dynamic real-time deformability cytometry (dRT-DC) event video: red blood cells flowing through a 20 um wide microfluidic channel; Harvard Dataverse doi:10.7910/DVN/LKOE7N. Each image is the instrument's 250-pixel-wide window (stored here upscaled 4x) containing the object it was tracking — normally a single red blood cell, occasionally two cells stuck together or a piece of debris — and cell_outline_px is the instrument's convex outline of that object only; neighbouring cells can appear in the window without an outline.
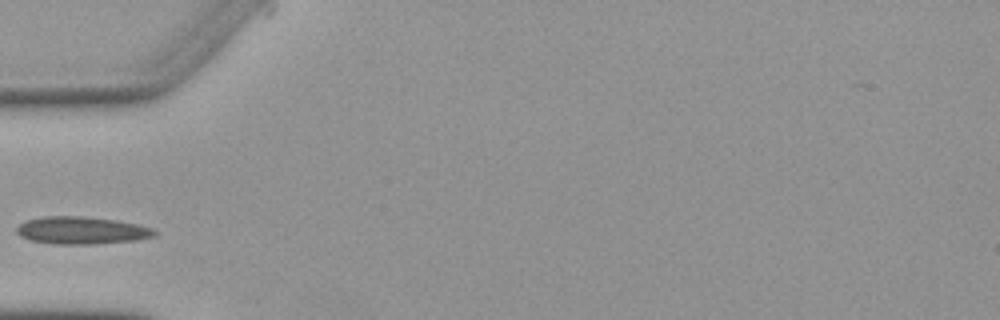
{"species": "Egyptian fruit bat (a non-hibernating species)", "species_latin": "Rousettus aegyptiacus", "temperature_condition": "warm", "stored_images_in_passage": 1, "camera_frame_rate_fps": 3000, "um_per_image_px": 0.085, "animal": {"sex": "female"}, "frame": {"image": 1, "passage_image": 1, "time_ms": 0.0, "image_size_px": [1000, 320], "cell_outline_px": [[156, 236], [136, 240], [92, 244], [52, 244], [28, 240], [20, 236], [16, 232], [16, 228], [20, 224], [28, 220], [44, 216], [84, 216], [116, 220], [136, 224], [152, 228], [156, 232]], "centroid_in_image_um": [6.91, 19.59], "position_along_channel_um": 78.1, "area_um2": 22.08}}